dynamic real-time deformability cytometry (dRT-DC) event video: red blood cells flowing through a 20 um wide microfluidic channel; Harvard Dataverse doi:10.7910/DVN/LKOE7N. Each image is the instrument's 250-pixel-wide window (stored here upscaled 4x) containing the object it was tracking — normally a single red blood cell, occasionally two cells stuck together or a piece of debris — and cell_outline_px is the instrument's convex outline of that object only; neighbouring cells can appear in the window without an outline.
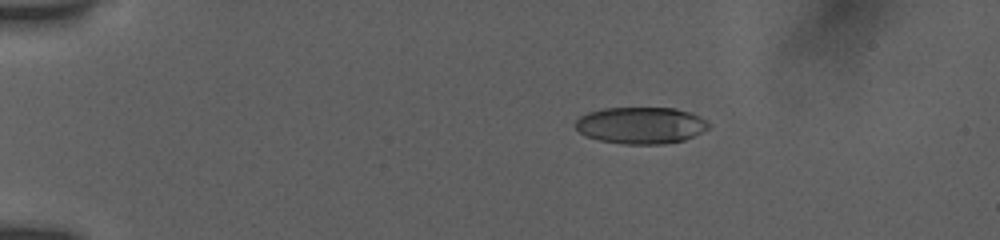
{"species": "human", "species_latin": "Homo sapiens", "temperature_condition": "room temperature", "stored_images_in_passage": 6, "camera_frame_rate_fps": 3000, "um_per_image_px": 0.085, "donor": {"sex": "female"}, "frame": {"image": 1, "passage_image": 2, "time_ms": 1.0, "image_size_px": [1000, 240], "cell_outline_px": [[708, 128], [684, 140], [664, 144], [624, 144], [600, 140], [584, 136], [572, 124], [580, 116], [588, 112], [604, 108], [676, 108], [700, 116], [708, 120]], "centroid_in_image_um": [54.43, 10.65], "position_along_channel_um": 30.6, "area_um2": 28.55}}
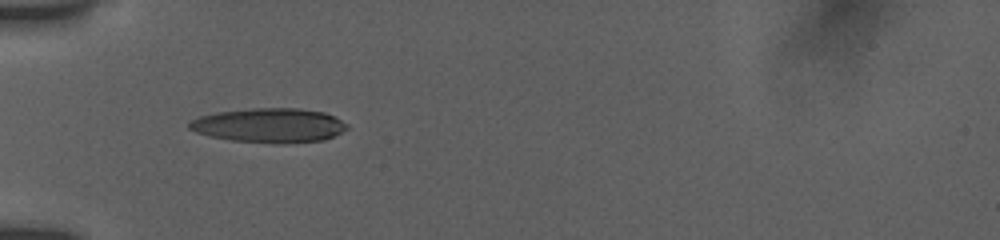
{"frame": {"image": 2, "passage_image": 5, "time_ms": 3.667, "image_size_px": [1000, 240], "cell_outline_px": [[348, 128], [324, 140], [280, 144], [276, 144], [232, 140], [208, 136], [196, 132], [188, 128], [188, 124], [192, 120], [200, 116], [216, 112], [252, 108], [300, 108], [324, 112], [336, 116], [348, 124]], "centroid_in_image_um": [22.9, 10.65], "position_along_channel_um": 62.1, "area_um2": 31.79}}